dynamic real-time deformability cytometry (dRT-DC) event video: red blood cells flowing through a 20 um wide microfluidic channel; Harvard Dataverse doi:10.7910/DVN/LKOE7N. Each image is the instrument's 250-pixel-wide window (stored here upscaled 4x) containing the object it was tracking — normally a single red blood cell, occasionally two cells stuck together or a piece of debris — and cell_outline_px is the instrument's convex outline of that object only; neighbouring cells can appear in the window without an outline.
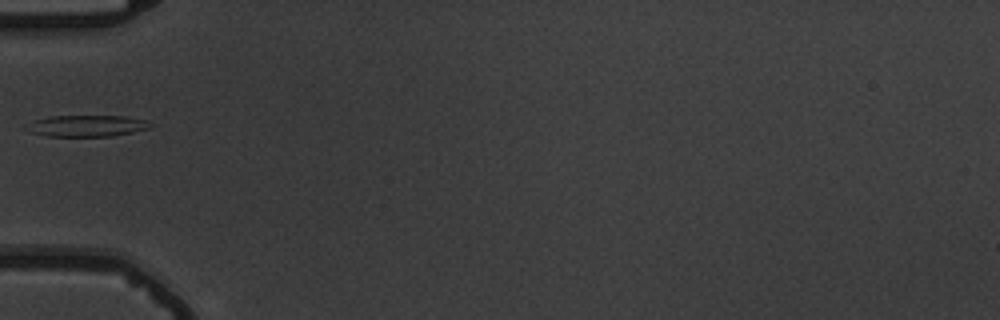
{"species": "common noctule bat (a hibernating species)", "species_latin": "Nyctalus noctula", "temperature_condition": "warm", "stored_images_in_passage": 7, "camera_frame_rate_fps": 3000, "um_per_image_px": 0.085, "animal": {"sex": "male", "body_mass_g": 19.5, "forearm_length_mm": 54.6}, "frame": {"image": 1, "passage_image": 6, "time_ms": 6.0, "image_size_px": [1000, 320], "cell_outline_px": [[152, 124], [148, 128], [132, 132], [112, 136], [44, 136], [20, 128], [24, 124], [32, 120], [48, 116], [124, 116], [148, 120]], "centroid_in_image_um": [7.27, 10.69], "position_along_channel_um": 77.7, "area_um2": 15.72}}